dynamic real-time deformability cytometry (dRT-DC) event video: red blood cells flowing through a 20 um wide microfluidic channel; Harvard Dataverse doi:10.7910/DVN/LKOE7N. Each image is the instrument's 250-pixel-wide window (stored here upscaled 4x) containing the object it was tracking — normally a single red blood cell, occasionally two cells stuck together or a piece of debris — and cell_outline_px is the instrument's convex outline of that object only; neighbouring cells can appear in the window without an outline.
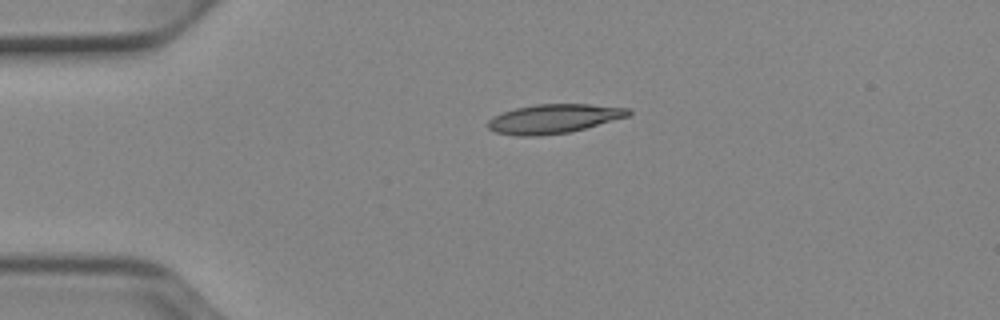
{"species": "Egyptian fruit bat (a non-hibernating species)", "species_latin": "Rousettus aegyptiacus", "temperature_condition": "cold", "stored_images_in_passage": 41, "camera_frame_rate_fps": 3000, "um_per_image_px": 0.085, "animal": {"sex": "female"}, "frame": {"image": 1, "passage_image": 1, "time_ms": 0.0, "image_size_px": [1000, 320], "cell_outline_px": [[632, 112], [628, 116], [584, 128], [568, 132], [540, 136], [516, 136], [496, 132], [488, 128], [488, 120], [492, 116], [516, 108], [536, 104], [588, 104], [628, 108]], "centroid_in_image_um": [47.03, 10.09], "position_along_channel_um": 38.0, "area_um2": 23.64}}
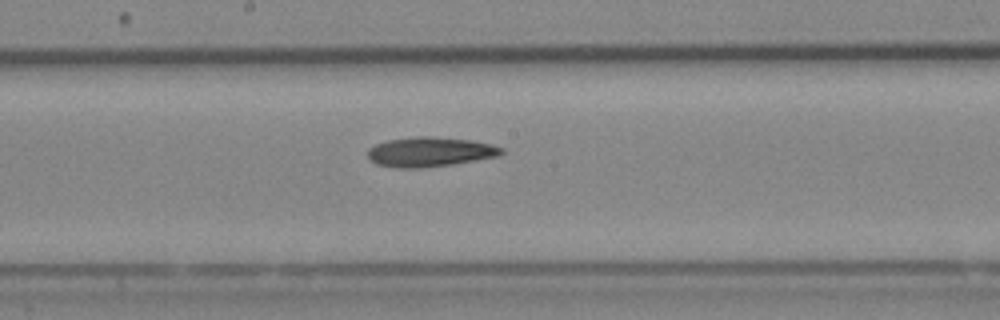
{"frame": {"image": 2, "passage_image": 17, "time_ms": 5.333, "image_size_px": [1000, 320], "cell_outline_px": [[504, 152], [500, 156], [452, 164], [420, 168], [396, 168], [376, 164], [368, 160], [368, 148], [376, 144], [388, 140], [416, 136], [428, 136], [468, 140], [488, 144], [504, 148]], "centroid_in_image_um": [36.51, 12.92], "position_along_channel_um": 211.7, "area_um2": 23.06}}
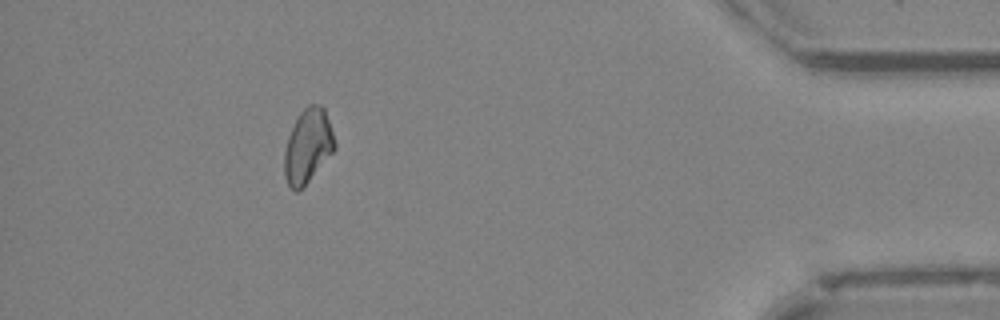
{"frame": {"image": 3, "passage_image": 36, "time_ms": 11.667, "image_size_px": [1000, 320], "cell_outline_px": [[336, 148], [308, 180], [296, 192], [288, 188], [284, 176], [284, 152], [288, 136], [300, 112], [308, 104], [320, 104], [324, 108], [336, 144]], "centroid_in_image_um": [26.14, 12.41], "position_along_channel_um": 409.1, "area_um2": 21.39}}